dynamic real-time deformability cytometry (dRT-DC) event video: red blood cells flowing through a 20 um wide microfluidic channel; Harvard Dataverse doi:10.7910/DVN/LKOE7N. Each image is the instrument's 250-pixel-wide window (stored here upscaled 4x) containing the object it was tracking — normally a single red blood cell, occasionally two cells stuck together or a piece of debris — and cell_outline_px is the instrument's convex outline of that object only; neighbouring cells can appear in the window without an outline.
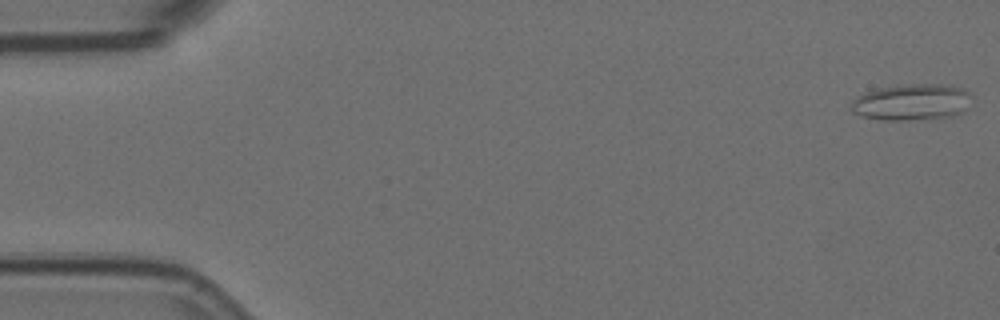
{"species": "Egyptian fruit bat (a non-hibernating species)", "species_latin": "Rousettus aegyptiacus", "temperature_condition": "room temperature", "stored_images_in_passage": 6, "camera_frame_rate_fps": 3000, "um_per_image_px": 0.085, "animal": {"sex": "female"}, "frame": {"image": 1, "passage_image": 1, "time_ms": 0.0, "image_size_px": [1000, 320], "cell_outline_px": [[972, 96], [964, 108], [960, 112], [952, 116], [900, 120], [884, 120], [860, 116], [852, 112], [852, 100], [856, 96], [872, 88], [904, 84], [952, 84], [964, 88]], "centroid_in_image_um": [77.44, 8.65], "position_along_channel_um": 7.6, "area_um2": 25.66}}